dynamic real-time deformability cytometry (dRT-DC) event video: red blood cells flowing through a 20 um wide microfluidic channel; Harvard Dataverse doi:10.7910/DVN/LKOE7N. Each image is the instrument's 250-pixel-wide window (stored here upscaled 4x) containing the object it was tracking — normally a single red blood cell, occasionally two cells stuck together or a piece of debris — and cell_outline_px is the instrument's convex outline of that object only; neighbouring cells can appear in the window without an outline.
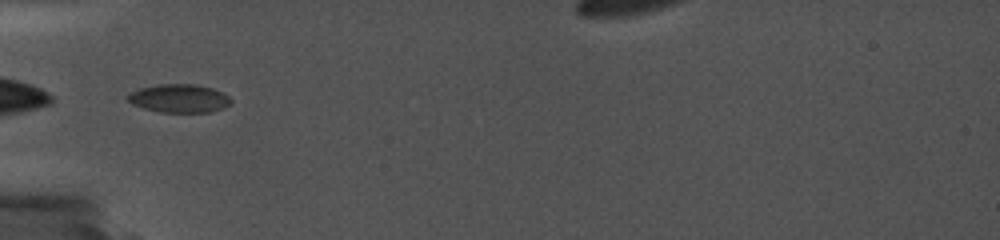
{"species": "common noctule bat (a hibernating species)", "species_latin": "Nyctalus noctula", "temperature_condition": "cold", "stored_images_in_passage": 21, "camera_frame_rate_fps": 5000, "um_per_image_px": 0.085, "animal": {"sex": "female", "body_mass_g": 19.0, "forearm_length_mm": 56.7}, "frame": {"image": 1, "passage_image": 1, "time_ms": 0.0, "image_size_px": [1000, 240], "cell_outline_px": [[232, 104], [224, 108], [212, 112], [160, 112], [144, 108], [132, 104], [124, 96], [140, 88], [156, 84], [196, 84], [212, 88], [228, 96], [232, 100]], "centroid_in_image_um": [15.24, 8.36], "position_along_channel_um": 69.8, "area_um2": 17.17}}
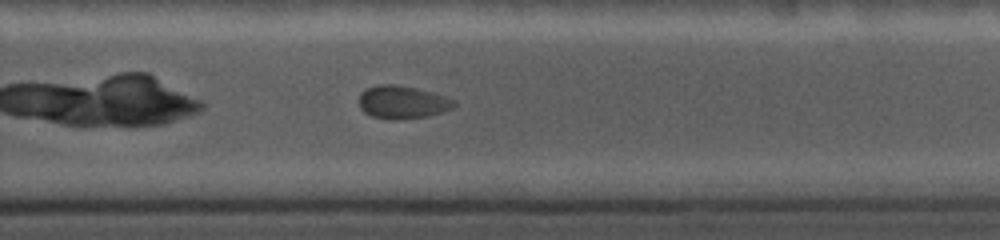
{"frame": {"image": 2, "passage_image": 13, "time_ms": 6.2, "image_size_px": [1000, 240], "cell_outline_px": [[456, 104], [452, 108], [428, 116], [396, 120], [392, 120], [372, 116], [364, 112], [360, 108], [360, 92], [376, 84], [396, 84], [416, 88], [432, 92], [456, 100]], "centroid_in_image_um": [34.19, 8.68], "position_along_channel_um": 295.6, "area_um2": 18.26}}
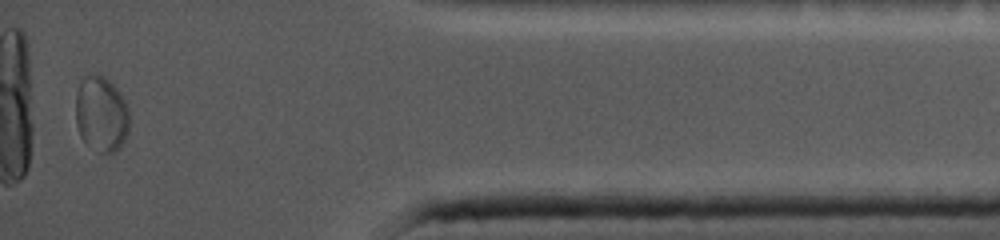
{"frame": {"image": 3, "passage_image": 21, "time_ms": 10.4, "image_size_px": [1000, 240], "cell_outline_px": [[128, 132], [120, 148], [108, 156], [100, 152], [84, 140], [80, 136], [76, 124], [76, 92], [80, 80], [96, 72], [104, 76], [120, 92], [128, 108]], "centroid_in_image_um": [8.6, 9.69], "position_along_channel_um": 426.6, "area_um2": 23.76}, "authors_computed_cell_mechanics": {"area_um2": 18.1492, "velocity_mm_per_s": 3.6749, "shape_relaxation_time_tau1_ms": 3.9826, "shape_relaxation_time_tau2_ms": null, "deformation_change_tau1": 0.0728, "deformation_change_tau2": null}}